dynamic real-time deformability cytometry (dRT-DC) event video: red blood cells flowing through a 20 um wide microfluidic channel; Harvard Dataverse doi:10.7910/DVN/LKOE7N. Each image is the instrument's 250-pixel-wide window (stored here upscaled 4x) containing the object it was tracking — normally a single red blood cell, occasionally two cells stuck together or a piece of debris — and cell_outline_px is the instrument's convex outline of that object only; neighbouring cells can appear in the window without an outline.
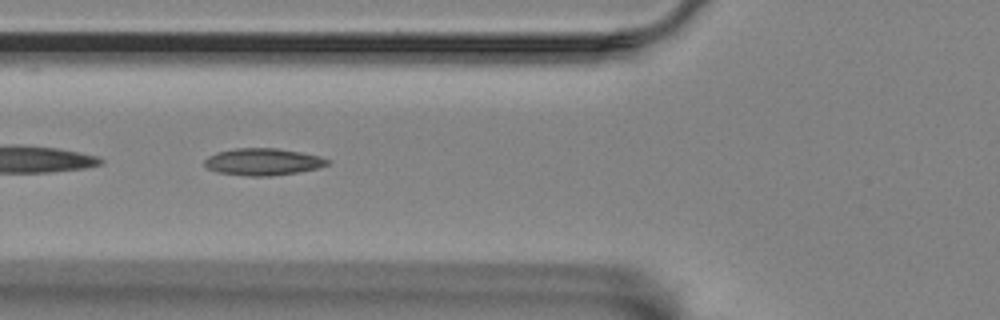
{"species": "Egyptian fruit bat (a non-hibernating species)", "species_latin": "Rousettus aegyptiacus", "temperature_condition": "room temperature", "stored_images_in_passage": 47, "camera_frame_rate_fps": 3000, "um_per_image_px": 0.085, "animal": {"sex": "female"}, "frame": {"image": 1, "passage_image": 10, "time_ms": 3.0, "image_size_px": [1000, 320], "cell_outline_px": [[332, 160], [328, 164], [320, 168], [272, 176], [248, 176], [220, 172], [208, 168], [204, 164], [204, 160], [208, 156], [216, 152], [236, 148], [276, 148], [300, 152], [320, 156]], "centroid_in_image_um": [22.38, 13.75], "position_along_channel_um": 103.4, "area_um2": 19.31}}
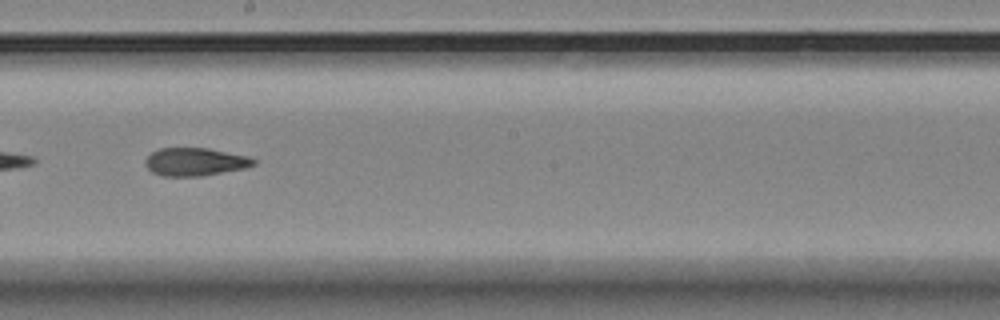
{"frame": {"image": 2, "passage_image": 21, "time_ms": 6.667, "image_size_px": [1000, 320], "cell_outline_px": [[256, 164], [244, 168], [200, 176], [160, 176], [152, 172], [144, 164], [144, 160], [152, 152], [160, 148], [208, 148], [248, 156], [256, 160]], "centroid_in_image_um": [16.56, 13.75], "position_along_channel_um": 231.6, "area_um2": 17.63}}
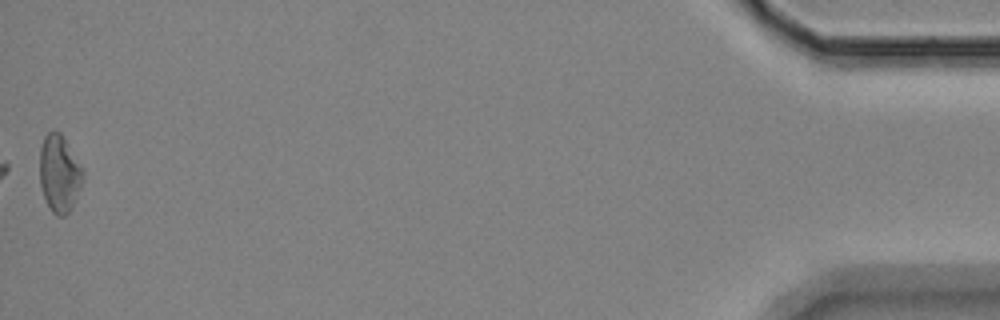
{"frame": {"image": 3, "passage_image": 46, "time_ms": 15.0, "image_size_px": [1000, 320], "cell_outline_px": [[84, 176], [72, 204], [68, 212], [64, 216], [56, 216], [52, 212], [44, 196], [40, 184], [40, 148], [44, 136], [48, 132], [60, 132], [84, 172]], "centroid_in_image_um": [5.02, 14.75], "position_along_channel_um": 430.2, "area_um2": 18.84}, "authors_computed_cell_mechanics": {"area_um2": 18.0914, "velocity_mm_per_s": 3.4834, "shape_relaxation_time_tau1_ms": null, "shape_relaxation_time_tau2_ms": 4.7665, "deformation_change_tau1": null, "deformation_change_tau2": 0.1223}}